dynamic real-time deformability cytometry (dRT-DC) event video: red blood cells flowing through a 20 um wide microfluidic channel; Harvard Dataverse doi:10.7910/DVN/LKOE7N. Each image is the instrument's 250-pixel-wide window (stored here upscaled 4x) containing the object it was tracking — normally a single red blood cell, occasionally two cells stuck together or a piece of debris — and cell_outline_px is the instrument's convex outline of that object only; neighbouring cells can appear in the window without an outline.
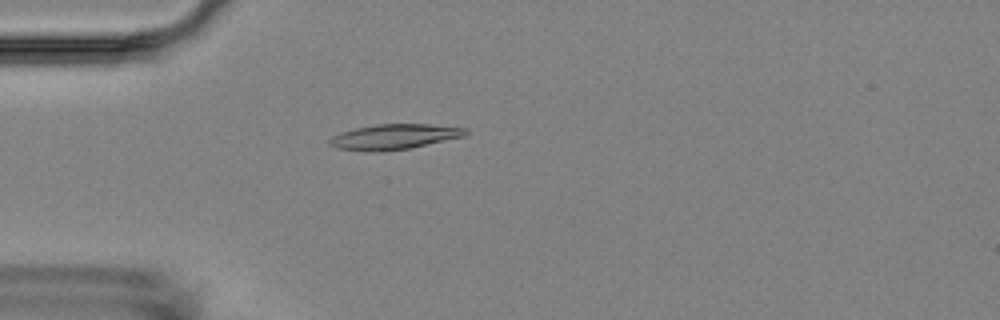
{"species": "Egyptian fruit bat (a non-hibernating species)", "species_latin": "Rousettus aegyptiacus", "temperature_condition": "room temperature", "stored_images_in_passage": 2, "camera_frame_rate_fps": 3000, "um_per_image_px": 0.085, "animal": {"sex": "female"}, "frame": {"image": 1, "passage_image": 2, "time_ms": 1.0, "image_size_px": [1000, 320], "cell_outline_px": [[468, 132], [464, 136], [412, 148], [380, 152], [336, 148], [328, 144], [328, 140], [332, 136], [340, 132], [356, 128], [376, 124], [428, 124], [468, 128]], "centroid_in_image_um": [33.5, 11.62], "position_along_channel_um": 51.5, "area_um2": 20.06}}